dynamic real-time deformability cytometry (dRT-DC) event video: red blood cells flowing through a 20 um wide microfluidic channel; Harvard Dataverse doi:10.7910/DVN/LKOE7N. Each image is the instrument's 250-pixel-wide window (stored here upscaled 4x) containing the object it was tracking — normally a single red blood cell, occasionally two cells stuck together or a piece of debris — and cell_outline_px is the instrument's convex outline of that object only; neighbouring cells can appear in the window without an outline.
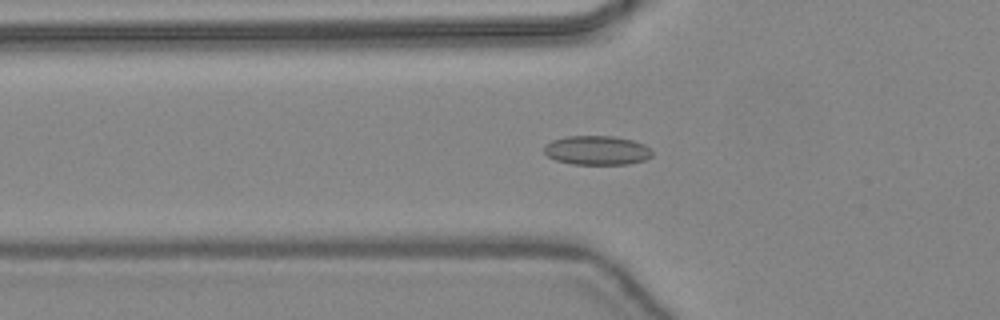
{"species": "common noctule bat (a hibernating species)", "species_latin": "Nyctalus noctula", "temperature_condition": "warm", "stored_images_in_passage": 48, "camera_frame_rate_fps": 3000, "um_per_image_px": 0.085, "animal": {"sex": "female", "body_mass_g": 24.6, "forearm_length_mm": 56.2}, "frame": {"image": 1, "passage_image": 18, "time_ms": 5.667, "image_size_px": [1000, 320], "cell_outline_px": [[652, 156], [644, 160], [628, 164], [572, 164], [556, 160], [548, 156], [544, 152], [544, 144], [552, 140], [568, 136], [612, 136], [632, 140], [644, 144], [652, 152]], "centroid_in_image_um": [50.72, 12.78], "position_along_channel_um": 75.1, "area_um2": 18.32}}
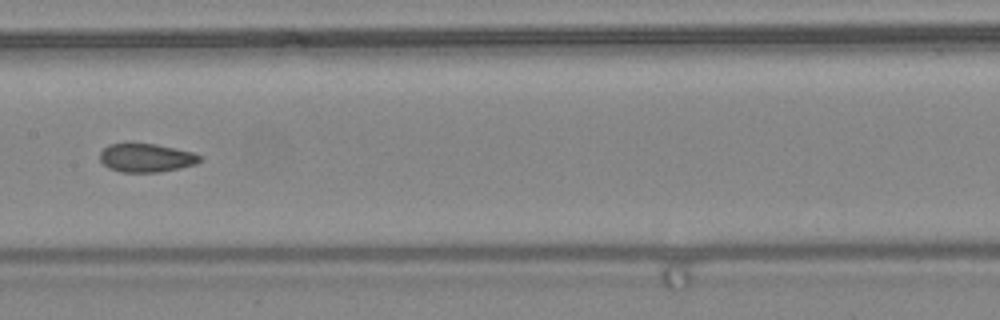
{"frame": {"image": 2, "passage_image": 26, "time_ms": 8.333, "image_size_px": [1000, 320], "cell_outline_px": [[200, 160], [196, 164], [180, 168], [160, 172], [120, 172], [108, 168], [100, 160], [100, 152], [108, 144], [156, 144], [192, 152], [200, 156]], "centroid_in_image_um": [12.41, 13.43], "position_along_channel_um": 195.0, "area_um2": 16.47}}
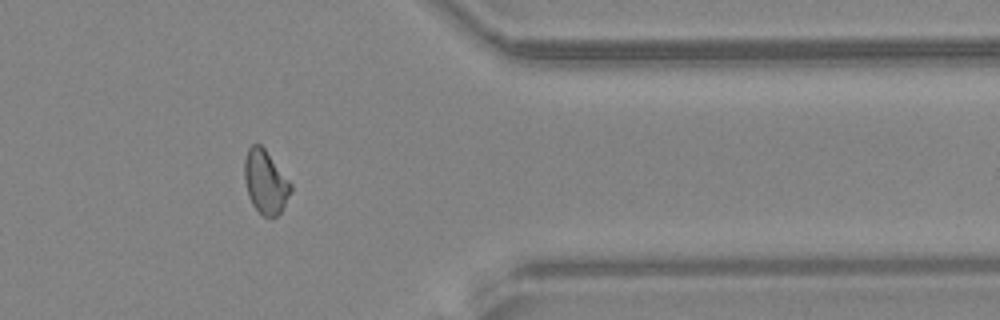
{"frame": {"image": 3, "passage_image": 40, "time_ms": 13.0, "image_size_px": [1000, 320], "cell_outline_px": [[292, 192], [280, 212], [272, 220], [264, 216], [252, 204], [248, 196], [244, 180], [244, 160], [248, 148], [252, 144], [260, 144], [264, 148], [292, 184]], "centroid_in_image_um": [22.56, 15.48], "position_along_channel_um": 388.8, "area_um2": 17.22}, "authors_computed_cell_mechanics": {"area_um2": 17.3978, "velocity_mm_per_s": 4.4642, "shape_relaxation_time_tau1_ms": null, "shape_relaxation_time_tau2_ms": 2.7459, "deformation_change_tau1": null, "deformation_change_tau2": 0.0675}}